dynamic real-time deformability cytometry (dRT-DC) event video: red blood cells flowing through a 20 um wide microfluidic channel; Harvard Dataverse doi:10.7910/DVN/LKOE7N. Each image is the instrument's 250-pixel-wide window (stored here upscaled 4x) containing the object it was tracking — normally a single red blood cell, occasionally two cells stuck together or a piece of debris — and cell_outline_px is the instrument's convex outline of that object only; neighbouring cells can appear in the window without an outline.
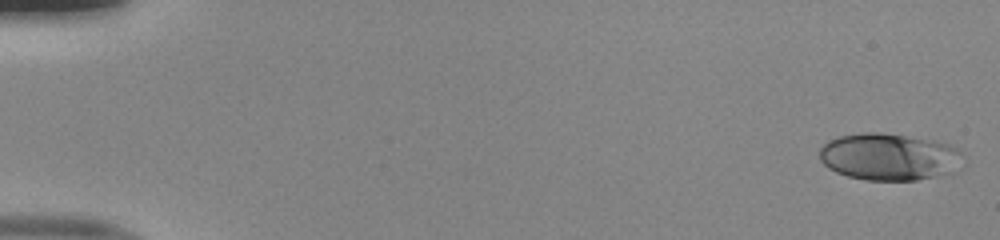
{"species": "human", "species_latin": "Homo sapiens", "temperature_condition": "room temperature", "stored_images_in_passage": 51, "camera_frame_rate_fps": 3000, "um_per_image_px": 0.085, "donor": {"sex": "male"}, "frame": {"image": 1, "passage_image": 1, "time_ms": 0.0, "image_size_px": [1000, 240], "cell_outline_px": [[968, 164], [952, 172], [916, 180], [868, 180], [848, 176], [836, 172], [828, 168], [820, 160], [820, 148], [828, 140], [840, 136], [860, 132], [880, 132], [932, 140], [948, 144], [956, 148], [960, 152]], "centroid_in_image_um": [75.61, 13.33], "position_along_channel_um": 9.4, "area_um2": 39.59}}
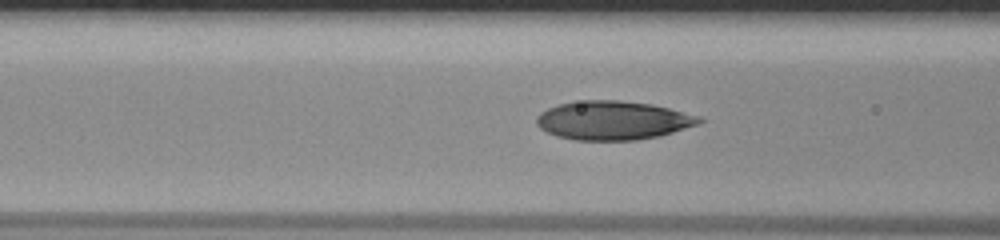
{"frame": {"image": 2, "passage_image": 21, "time_ms": 6.667, "image_size_px": [1000, 240], "cell_outline_px": [[704, 120], [700, 124], [660, 136], [636, 140], [576, 140], [556, 136], [540, 128], [536, 124], [536, 116], [540, 112], [548, 108], [560, 104], [584, 100], [620, 100], [652, 104], [700, 116]], "centroid_in_image_um": [52.11, 10.23], "position_along_channel_um": 114.5, "area_um2": 36.88}}
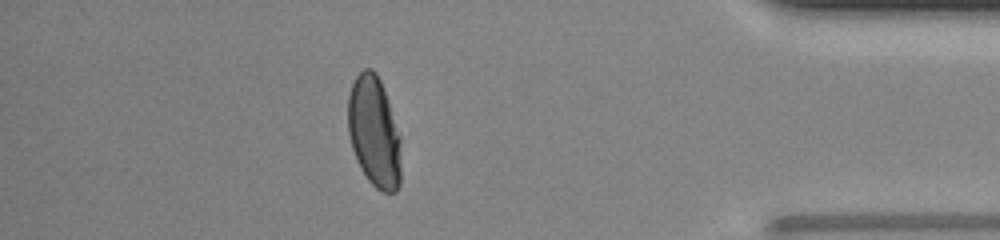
{"frame": {"image": 3, "passage_image": 45, "time_ms": 14.667, "image_size_px": [1000, 240], "cell_outline_px": [[400, 184], [396, 192], [384, 192], [376, 188], [368, 180], [360, 168], [356, 160], [352, 148], [348, 132], [348, 96], [352, 84], [356, 76], [364, 68], [372, 68], [376, 72], [380, 80], [388, 100], [400, 136]], "centroid_in_image_um": [31.79, 11.22], "position_along_channel_um": 403.4, "area_um2": 34.33}, "authors_computed_cell_mechanics": {"area_um2": 36.5874, "velocity_mm_per_s": 4.0427, "shape_relaxation_time_tau1_ms": 4.0541, "shape_relaxation_time_tau2_ms": null, "deformation_change_tau1": 0.1911, "deformation_change_tau2": null}}